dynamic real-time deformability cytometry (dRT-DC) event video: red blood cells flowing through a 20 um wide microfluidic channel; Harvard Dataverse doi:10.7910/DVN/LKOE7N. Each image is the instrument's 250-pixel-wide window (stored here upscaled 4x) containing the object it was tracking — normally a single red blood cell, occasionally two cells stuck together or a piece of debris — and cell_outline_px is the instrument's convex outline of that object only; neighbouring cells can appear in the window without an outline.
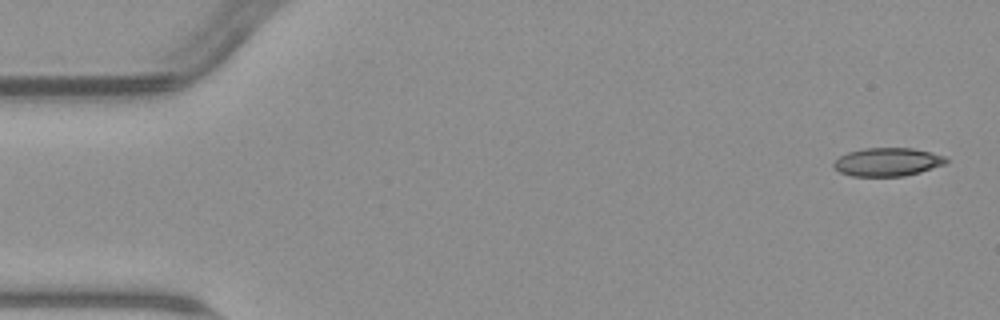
{"species": "common noctule bat (a hibernating species)", "species_latin": "Nyctalus noctula", "temperature_condition": "warm", "stored_images_in_passage": 4, "camera_frame_rate_fps": 3000, "um_per_image_px": 0.085, "animal": {"sex": "male", "body_mass_g": 23.1, "forearm_length_mm": 52.7}, "frame": {"image": 1, "passage_image": 1, "time_ms": 0.0, "image_size_px": [1000, 320], "cell_outline_px": [[948, 160], [944, 164], [920, 172], [904, 176], [852, 176], [840, 172], [832, 164], [840, 156], [848, 152], [864, 148], [912, 148], [932, 152], [944, 156]], "centroid_in_image_um": [75.44, 13.76], "position_along_channel_um": 9.6, "area_um2": 18.44}}
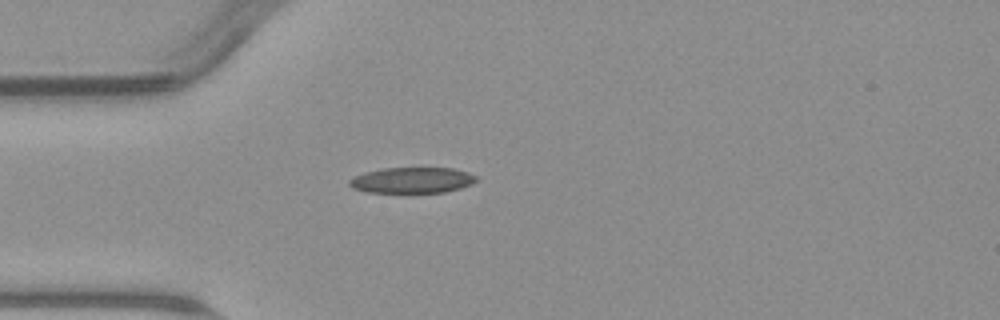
{"frame": {"image": 2, "passage_image": 4, "time_ms": 4.333, "image_size_px": [1000, 320], "cell_outline_px": [[476, 180], [472, 184], [460, 188], [444, 192], [408, 196], [368, 192], [352, 188], [348, 184], [348, 180], [364, 172], [384, 168], [452, 168], [468, 172], [476, 176]], "centroid_in_image_um": [34.99, 15.37], "position_along_channel_um": 50.0, "area_um2": 20.06}}